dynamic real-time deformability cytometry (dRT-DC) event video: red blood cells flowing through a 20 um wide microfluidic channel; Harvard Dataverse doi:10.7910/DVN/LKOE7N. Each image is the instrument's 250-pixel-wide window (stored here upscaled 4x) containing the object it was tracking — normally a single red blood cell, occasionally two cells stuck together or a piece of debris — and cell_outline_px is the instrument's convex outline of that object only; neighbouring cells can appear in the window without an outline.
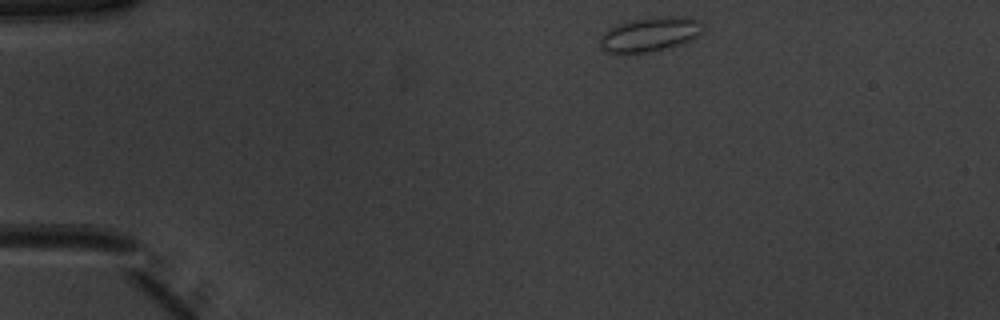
{"species": "common noctule bat (a hibernating species)", "species_latin": "Nyctalus noctula", "temperature_condition": "warm", "stored_images_in_passage": 43, "camera_frame_rate_fps": 3000, "um_per_image_px": 0.085, "animal": {"sex": "male", "body_mass_g": 20.1, "forearm_length_mm": 53.5}, "frame": {"image": 1, "passage_image": 1, "time_ms": 0.0, "image_size_px": [1000, 320], "cell_outline_px": [[704, 24], [700, 32], [696, 36], [680, 44], [636, 56], [616, 56], [604, 52], [600, 48], [600, 40], [604, 32], [608, 28], [616, 24], [656, 16], [692, 16], [700, 20]], "centroid_in_image_um": [55.17, 2.96], "position_along_channel_um": 29.8, "area_um2": 21.5}}
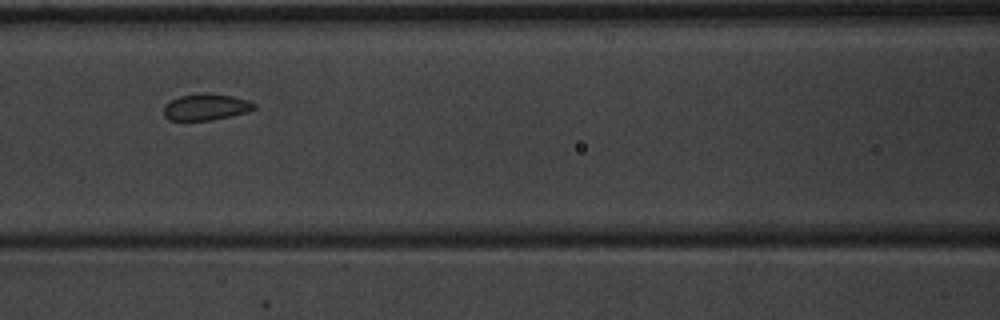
{"frame": {"image": 2, "passage_image": 15, "time_ms": 4.667, "image_size_px": [1000, 320], "cell_outline_px": [[256, 108], [248, 112], [212, 120], [168, 120], [164, 116], [164, 104], [180, 96], [232, 96], [248, 100], [256, 104]], "centroid_in_image_um": [17.51, 9.15], "position_along_channel_um": 149.1, "area_um2": 13.24}}
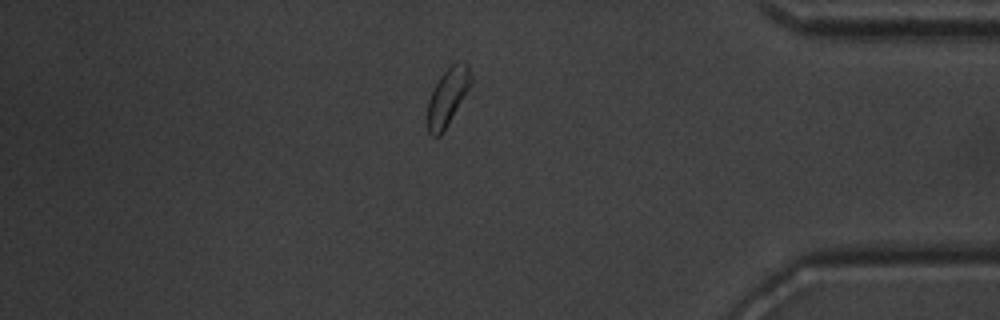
{"frame": {"image": 3, "passage_image": 36, "time_ms": 11.667, "image_size_px": [1000, 320], "cell_outline_px": [[472, 84], [448, 124], [440, 136], [432, 136], [428, 132], [428, 100], [440, 76], [452, 64], [468, 64], [472, 76]], "centroid_in_image_um": [38.06, 8.25], "position_along_channel_um": 397.1, "area_um2": 14.16}}